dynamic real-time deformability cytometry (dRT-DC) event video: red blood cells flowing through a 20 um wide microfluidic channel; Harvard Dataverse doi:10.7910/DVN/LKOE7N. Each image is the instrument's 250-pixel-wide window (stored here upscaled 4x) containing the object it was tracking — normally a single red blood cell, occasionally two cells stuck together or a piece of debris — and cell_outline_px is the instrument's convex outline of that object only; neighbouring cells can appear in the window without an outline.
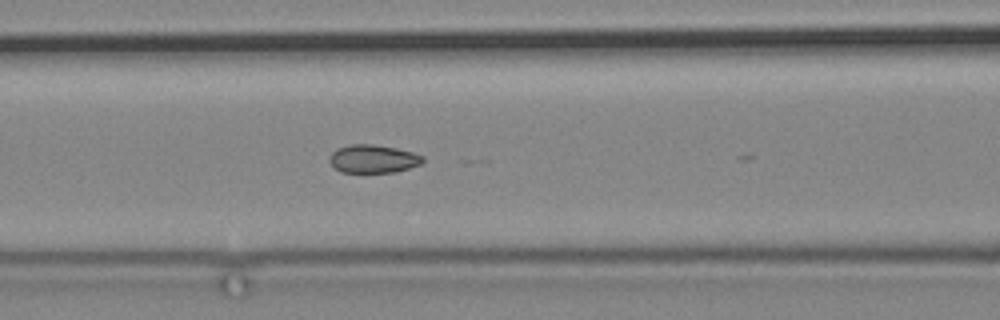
{"species": "common noctule bat (a hibernating species)", "species_latin": "Nyctalus noctula", "temperature_condition": "cold", "stored_images_in_passage": 11, "camera_frame_rate_fps": 3000, "um_per_image_px": 0.085, "animal": {"sex": "male", "body_mass_g": 19.2, "forearm_length_mm": 51.8}, "frame": {"image": 1, "passage_image": 11, "time_ms": 13.0, "image_size_px": [1000, 320], "cell_outline_px": [[424, 160], [420, 164], [396, 172], [340, 172], [328, 160], [332, 152], [336, 148], [352, 144], [372, 144], [396, 148], [412, 152], [424, 156]], "centroid_in_image_um": [31.71, 13.49], "position_along_channel_um": 134.9, "area_um2": 15.26}}